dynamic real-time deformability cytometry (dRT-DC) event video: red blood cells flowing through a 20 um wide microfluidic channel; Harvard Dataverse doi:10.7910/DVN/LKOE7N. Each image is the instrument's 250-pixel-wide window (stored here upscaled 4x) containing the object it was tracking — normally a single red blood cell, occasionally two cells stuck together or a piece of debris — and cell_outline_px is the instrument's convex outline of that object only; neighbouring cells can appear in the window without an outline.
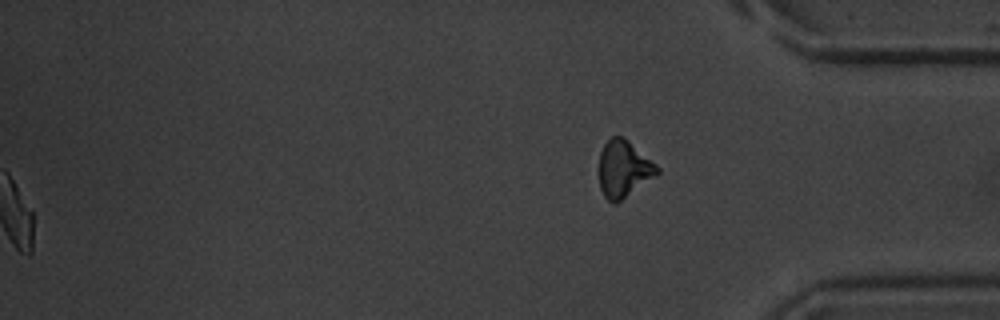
{"species": "common noctule bat (a hibernating species)", "species_latin": "Nyctalus noctula", "temperature_condition": "warm", "stored_images_in_passage": 55, "segment_of_instrument_passage": [2, 2], "camera_frame_rate_fps": 3000, "um_per_image_px": 0.085, "animal": {"sex": "male", "body_mass_g": 20.1, "forearm_length_mm": 53.5}, "frame": {"image": 1, "passage_image": 55, "time_ms": 18.0, "image_size_px": [1000, 320], "cell_outline_px": [[660, 172], [616, 204], [612, 204], [604, 196], [600, 188], [600, 152], [604, 144], [612, 136], [620, 136], [628, 140], [656, 164], [660, 168]], "centroid_in_image_um": [53.01, 14.36], "position_along_channel_um": 382.2, "area_um2": 19.02}}